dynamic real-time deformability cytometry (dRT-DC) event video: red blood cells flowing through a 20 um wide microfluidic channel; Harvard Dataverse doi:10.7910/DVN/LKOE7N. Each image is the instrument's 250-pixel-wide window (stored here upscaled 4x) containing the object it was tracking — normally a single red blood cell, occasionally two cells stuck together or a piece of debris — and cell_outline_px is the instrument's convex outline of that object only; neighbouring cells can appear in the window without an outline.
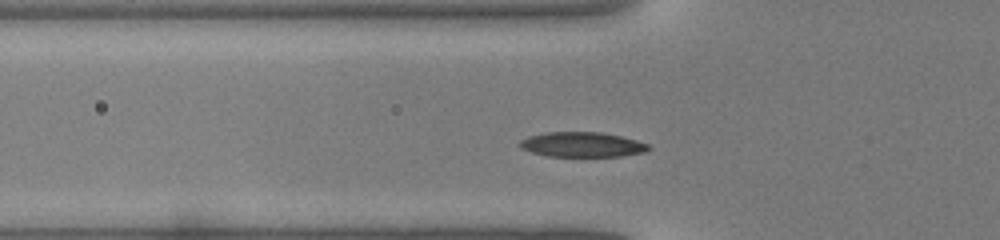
{"species": "common noctule bat (a hibernating species)", "species_latin": "Nyctalus noctula", "temperature_condition": "warm", "stored_images_in_passage": 31, "camera_frame_rate_fps": 3000, "um_per_image_px": 0.085, "animal": {"sex": "male", "body_mass_g": 19.0, "forearm_length_mm": 50.8}, "frame": {"image": 1, "passage_image": 7, "time_ms": 2.0, "image_size_px": [1000, 240], "cell_outline_px": [[652, 148], [644, 152], [620, 156], [548, 156], [532, 152], [520, 148], [520, 140], [528, 136], [548, 132], [600, 132], [620, 136], [636, 140], [648, 144]], "centroid_in_image_um": [49.48, 12.28], "position_along_channel_um": 76.3, "area_um2": 18.55}}
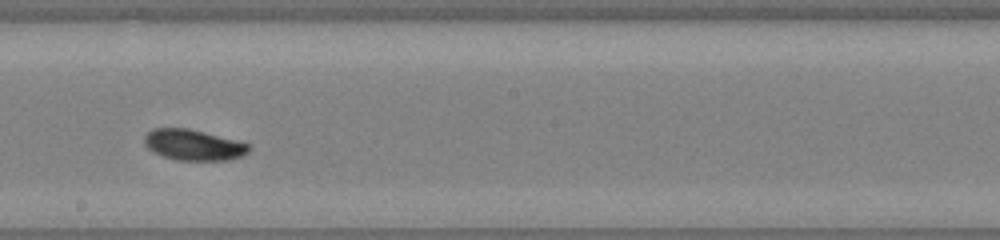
{"frame": {"image": 2, "passage_image": 17, "time_ms": 5.333, "image_size_px": [1000, 240], "cell_outline_px": [[252, 148], [248, 152], [240, 156], [228, 160], [176, 160], [164, 156], [148, 148], [144, 144], [144, 136], [152, 128], [188, 128], [252, 144]], "centroid_in_image_um": [16.47, 12.31], "position_along_channel_um": 231.7, "area_um2": 18.73}}
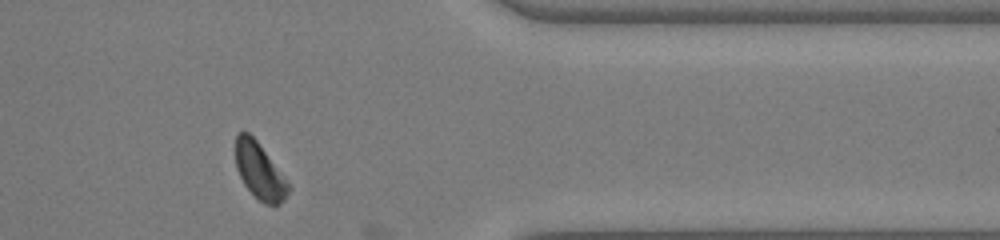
{"frame": {"image": 3, "passage_image": 28, "time_ms": 9.0, "image_size_px": [1000, 240], "cell_outline_px": [[292, 188], [284, 200], [280, 204], [264, 204], [244, 184], [236, 168], [236, 132], [248, 132], [256, 140]], "centroid_in_image_um": [22.06, 14.54], "position_along_channel_um": 389.3, "area_um2": 16.88}}